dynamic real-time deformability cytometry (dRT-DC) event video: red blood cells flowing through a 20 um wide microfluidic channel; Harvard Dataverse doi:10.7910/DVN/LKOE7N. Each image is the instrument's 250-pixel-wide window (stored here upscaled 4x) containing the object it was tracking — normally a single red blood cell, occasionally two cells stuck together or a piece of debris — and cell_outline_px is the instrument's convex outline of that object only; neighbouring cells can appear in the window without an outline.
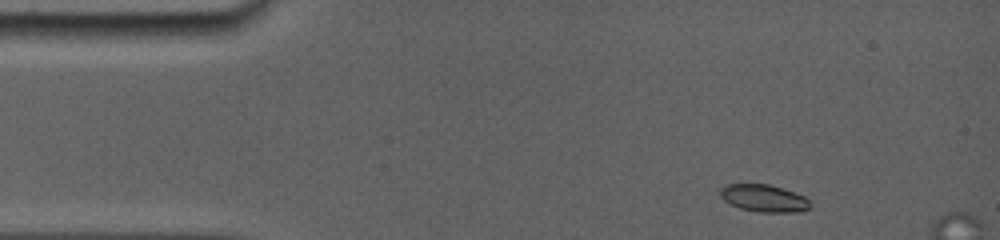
{"species": "common noctule bat (a hibernating species)", "species_latin": "Nyctalus noctula", "temperature_condition": "room temperature", "stored_images_in_passage": 5, "camera_frame_rate_fps": 5000, "um_per_image_px": 0.085, "animal": {"sex": "female", "body_mass_g": 19.0, "forearm_length_mm": 56.7}, "frame": {"image": 1, "passage_image": 1, "time_ms": 0.0, "image_size_px": [1000, 240], "cell_outline_px": [[812, 208], [800, 212], [760, 212], [740, 208], [724, 200], [720, 196], [720, 188], [728, 184], [768, 184], [804, 196], [812, 204]], "centroid_in_image_um": [64.96, 16.86], "position_along_channel_um": 20.0, "area_um2": 14.22}}